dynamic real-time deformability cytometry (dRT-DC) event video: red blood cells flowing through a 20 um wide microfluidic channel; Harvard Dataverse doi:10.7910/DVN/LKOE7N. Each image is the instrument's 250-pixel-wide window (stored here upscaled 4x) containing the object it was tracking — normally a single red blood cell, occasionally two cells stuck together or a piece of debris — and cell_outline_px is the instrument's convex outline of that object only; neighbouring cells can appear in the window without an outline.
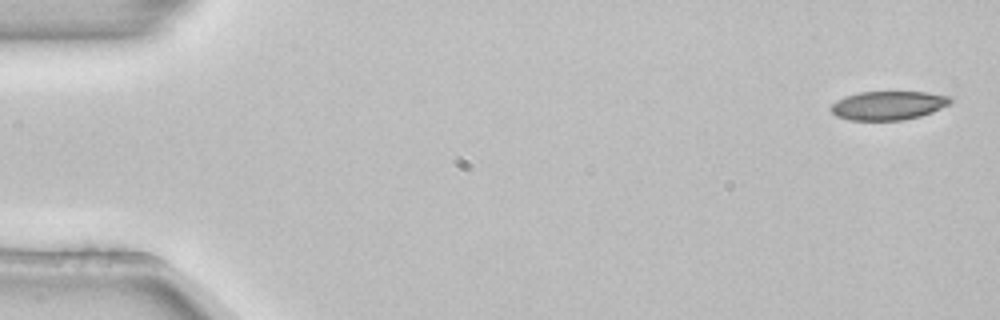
{"species": "common noctule bat (a hibernating species)", "species_latin": "Nyctalus noctula", "temperature_condition": "room temperature", "stored_images_in_passage": 5, "camera_frame_rate_fps": 3000, "um_per_image_px": 0.085, "animal": {"sex": "female", "body_mass_g": 22.7, "forearm_length_mm": 54.2}, "frame": {"image": 1, "passage_image": 1, "time_ms": 0.0, "image_size_px": [1000, 320], "cell_outline_px": [[952, 100], [948, 104], [932, 112], [920, 116], [904, 120], [848, 120], [836, 116], [832, 112], [832, 104], [836, 100], [844, 96], [860, 92], [924, 92], [952, 96]], "centroid_in_image_um": [75.49, 8.96], "position_along_channel_um": 9.5, "area_um2": 20.0}}
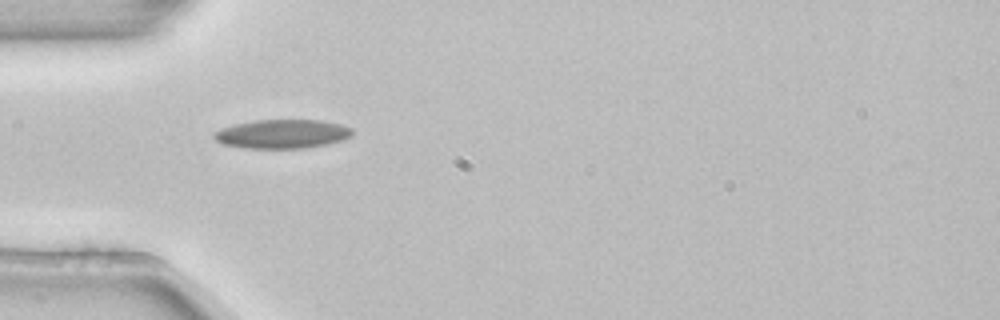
{"frame": {"image": 2, "passage_image": 4, "time_ms": 1.0, "image_size_px": [1000, 320], "cell_outline_px": [[352, 136], [328, 144], [304, 148], [244, 148], [224, 144], [216, 140], [212, 136], [212, 132], [236, 124], [256, 120], [320, 120], [340, 124], [352, 128]], "centroid_in_image_um": [23.99, 11.38], "position_along_channel_um": 61.0, "area_um2": 23.18}}